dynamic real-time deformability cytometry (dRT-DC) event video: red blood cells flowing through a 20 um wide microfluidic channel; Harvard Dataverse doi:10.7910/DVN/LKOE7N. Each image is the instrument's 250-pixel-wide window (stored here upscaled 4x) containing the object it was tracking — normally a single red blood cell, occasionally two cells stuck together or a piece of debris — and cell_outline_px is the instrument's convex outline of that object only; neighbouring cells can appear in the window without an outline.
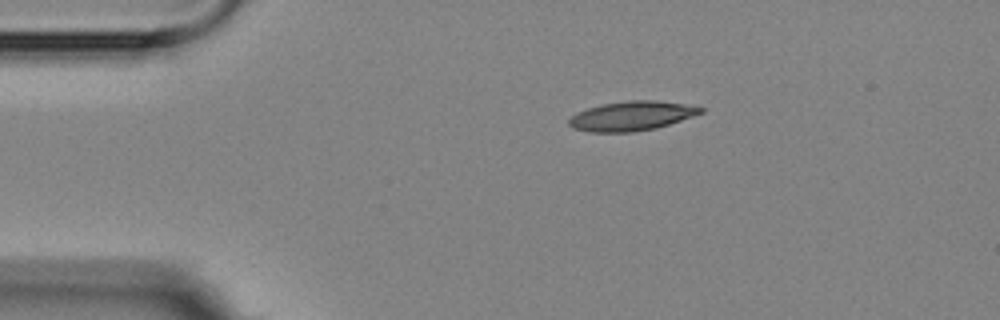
{"species": "Egyptian fruit bat (a non-hibernating species)", "species_latin": "Rousettus aegyptiacus", "temperature_condition": "room temperature", "stored_images_in_passage": 6, "camera_frame_rate_fps": 3000, "um_per_image_px": 0.085, "animal": {"sex": "female"}, "frame": {"image": 1, "passage_image": 1, "time_ms": 0.0, "image_size_px": [1000, 320], "cell_outline_px": [[704, 112], [656, 128], [632, 132], [588, 132], [572, 128], [568, 124], [568, 120], [576, 112], [588, 108], [604, 104], [628, 100], [656, 100], [684, 104], [704, 108]], "centroid_in_image_um": [53.65, 9.86], "position_along_channel_um": 31.3, "area_um2": 22.43}}
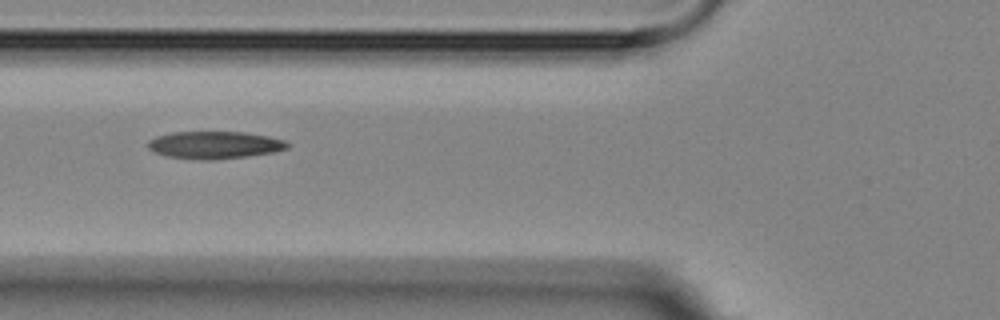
{"frame": {"image": 2, "passage_image": 4, "time_ms": 3.333, "image_size_px": [1000, 320], "cell_outline_px": [[292, 144], [288, 148], [272, 152], [248, 156], [212, 160], [204, 160], [168, 156], [152, 152], [148, 148], [148, 140], [156, 136], [172, 132], [244, 132], [268, 136], [284, 140]], "centroid_in_image_um": [18.24, 12.32], "position_along_channel_um": 107.6, "area_um2": 22.31}}
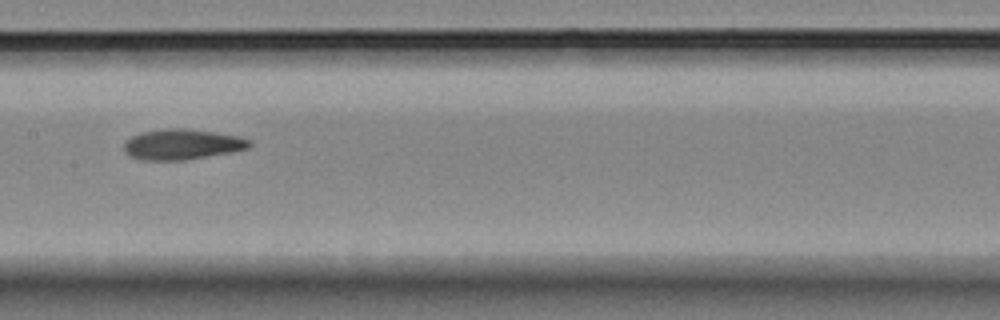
{"frame": {"image": 3, "passage_image": 6, "time_ms": 5.667, "image_size_px": [1000, 320], "cell_outline_px": [[252, 144], [248, 148], [232, 152], [184, 160], [140, 160], [128, 156], [124, 152], [124, 140], [140, 132], [164, 128], [184, 128], [240, 136], [252, 140]], "centroid_in_image_um": [15.45, 12.27], "position_along_channel_um": 192.0, "area_um2": 22.54}}